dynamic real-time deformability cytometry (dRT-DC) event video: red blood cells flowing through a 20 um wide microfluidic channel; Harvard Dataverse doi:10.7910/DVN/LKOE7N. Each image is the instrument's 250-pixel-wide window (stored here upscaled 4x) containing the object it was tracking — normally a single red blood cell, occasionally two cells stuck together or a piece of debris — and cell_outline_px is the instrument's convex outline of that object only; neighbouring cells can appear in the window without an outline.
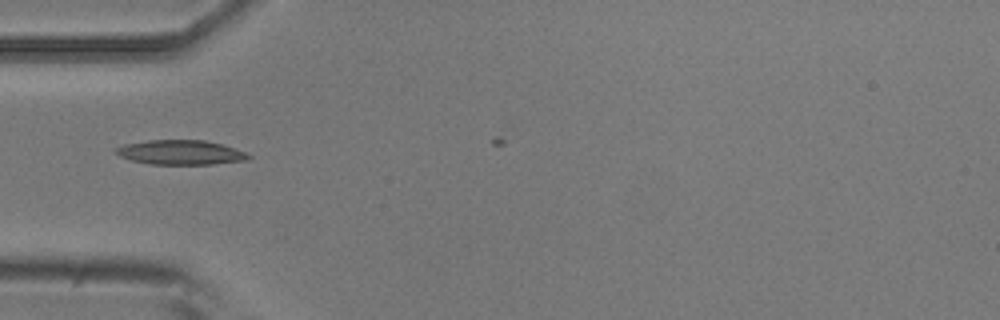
{"species": "common noctule bat (a hibernating species)", "species_latin": "Nyctalus noctula", "temperature_condition": "room temperature", "stored_images_in_passage": 4, "camera_frame_rate_fps": 3000, "um_per_image_px": 0.085, "animal": {"sex": "male", "body_mass_g": 20.5, "forearm_length_mm": 52.5}, "frame": {"image": 1, "passage_image": 3, "time_ms": 2.333, "image_size_px": [1000, 320], "cell_outline_px": [[252, 156], [244, 160], [212, 164], [148, 164], [132, 160], [120, 156], [112, 148], [124, 144], [148, 140], [204, 140], [220, 144], [244, 152]], "centroid_in_image_um": [15.27, 12.95], "position_along_channel_um": 69.7, "area_um2": 18.73}}